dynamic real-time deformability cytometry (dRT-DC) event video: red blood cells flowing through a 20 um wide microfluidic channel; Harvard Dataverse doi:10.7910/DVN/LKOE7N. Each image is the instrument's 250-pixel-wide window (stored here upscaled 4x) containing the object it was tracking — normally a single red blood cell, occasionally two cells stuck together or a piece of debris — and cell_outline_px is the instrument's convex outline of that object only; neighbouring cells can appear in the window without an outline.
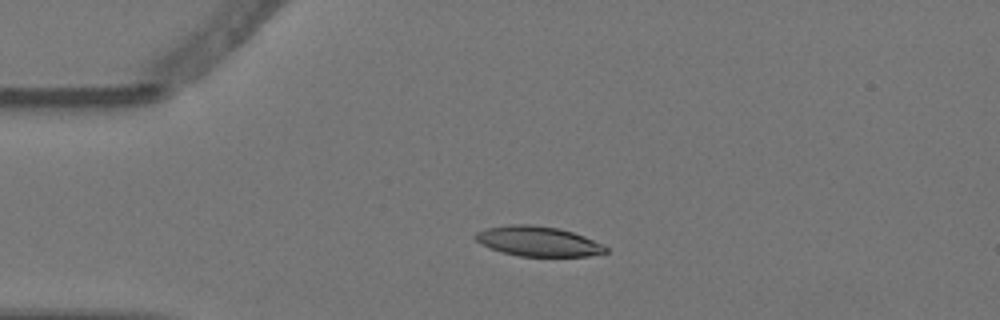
{"species": "Egyptian fruit bat (a non-hibernating species)", "species_latin": "Rousettus aegyptiacus", "temperature_condition": "warm", "stored_images_in_passage": 5, "camera_frame_rate_fps": 3000, "um_per_image_px": 0.085, "animal": {"sex": "female"}, "frame": {"image": 1, "passage_image": 3, "time_ms": 0.667, "image_size_px": [1000, 320], "cell_outline_px": [[608, 252], [588, 256], [520, 256], [504, 252], [480, 244], [472, 236], [476, 232], [488, 228], [512, 224], [532, 224], [560, 228], [584, 236], [604, 244], [608, 248]], "centroid_in_image_um": [45.76, 20.5], "position_along_channel_um": 39.2, "area_um2": 22.72}}